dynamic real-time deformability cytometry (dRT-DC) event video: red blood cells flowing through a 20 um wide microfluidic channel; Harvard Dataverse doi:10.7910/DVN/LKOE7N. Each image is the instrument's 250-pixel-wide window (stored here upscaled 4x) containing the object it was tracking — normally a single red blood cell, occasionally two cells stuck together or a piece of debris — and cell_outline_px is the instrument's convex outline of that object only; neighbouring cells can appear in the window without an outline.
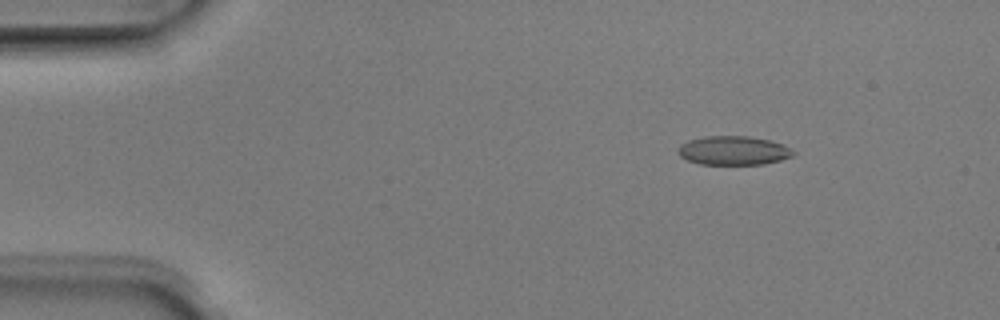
{"species": "Egyptian fruit bat (a non-hibernating species)", "species_latin": "Rousettus aegyptiacus", "temperature_condition": "room temperature", "stored_images_in_passage": 4, "camera_frame_rate_fps": 3000, "um_per_image_px": 0.085, "animal": {"sex": "male"}, "frame": {"image": 1, "passage_image": 3, "time_ms": 0.667, "image_size_px": [1000, 320], "cell_outline_px": [[796, 152], [792, 156], [780, 160], [764, 164], [700, 164], [688, 160], [680, 156], [676, 152], [676, 148], [680, 144], [688, 140], [704, 136], [748, 136], [768, 140], [784, 144]], "centroid_in_image_um": [62.31, 12.79], "position_along_channel_um": 22.7, "area_um2": 19.54}}
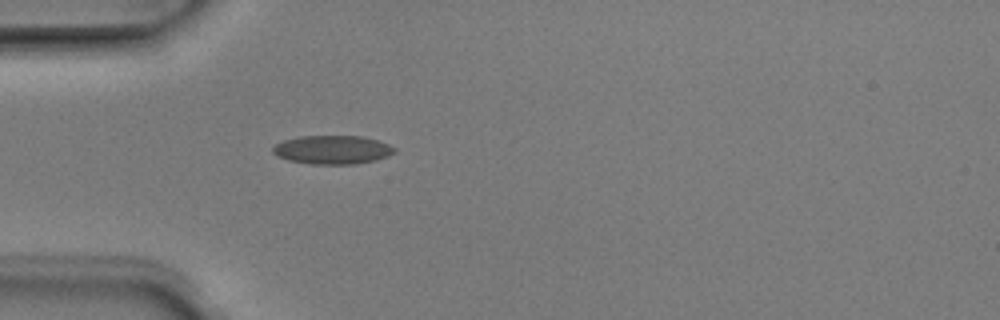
{"frame": {"image": 2, "passage_image": 4, "time_ms": 1.0, "image_size_px": [1000, 320], "cell_outline_px": [[396, 152], [388, 156], [376, 160], [356, 164], [308, 164], [288, 160], [276, 156], [272, 152], [272, 148], [276, 144], [284, 140], [300, 136], [364, 136], [388, 144], [396, 148]], "centroid_in_image_um": [28.26, 12.73], "position_along_channel_um": 56.7, "area_um2": 20.46}}